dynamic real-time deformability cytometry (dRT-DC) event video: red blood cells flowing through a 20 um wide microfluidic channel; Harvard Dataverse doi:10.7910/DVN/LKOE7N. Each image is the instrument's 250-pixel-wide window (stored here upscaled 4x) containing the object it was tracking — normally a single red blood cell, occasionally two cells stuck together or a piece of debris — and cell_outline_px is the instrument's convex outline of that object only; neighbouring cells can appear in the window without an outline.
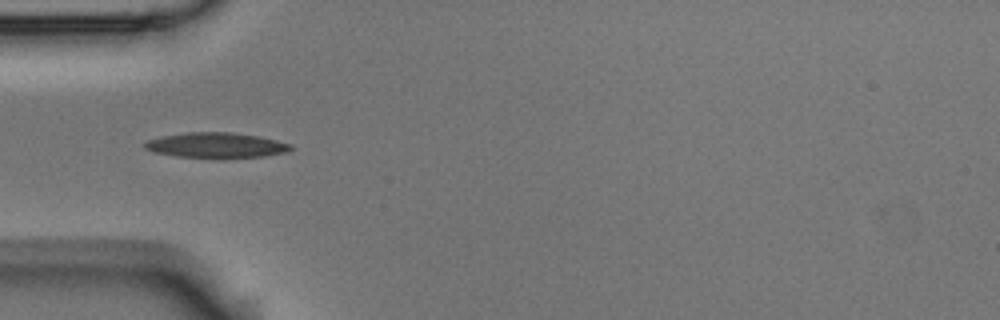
{"species": "Egyptian fruit bat (a non-hibernating species)", "species_latin": "Rousettus aegyptiacus", "temperature_condition": "room temperature", "stored_images_in_passage": 5, "camera_frame_rate_fps": 3000, "um_per_image_px": 0.085, "animal": {"sex": "male"}, "frame": {"image": 1, "passage_image": 1, "time_ms": 0.0, "image_size_px": [1000, 320], "cell_outline_px": [[292, 148], [288, 152], [264, 156], [176, 156], [156, 152], [144, 148], [144, 144], [148, 140], [160, 136], [188, 132], [232, 132], [260, 136], [292, 144]], "centroid_in_image_um": [18.39, 12.31], "position_along_channel_um": 66.6, "area_um2": 20.87}}
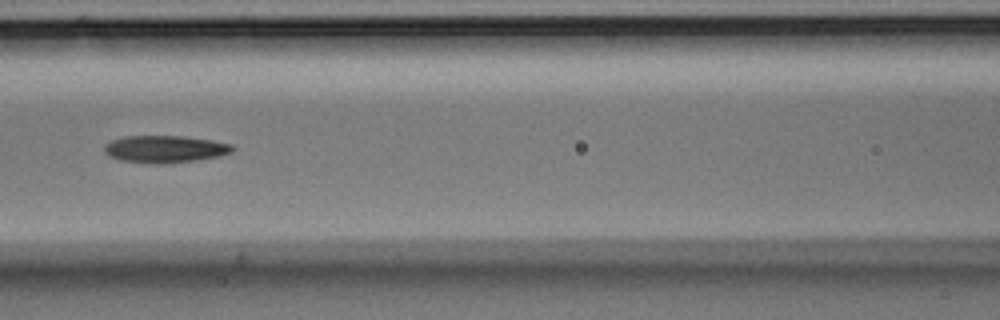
{"frame": {"image": 2, "passage_image": 3, "time_ms": 0.667, "image_size_px": [1000, 320], "cell_outline_px": [[236, 148], [232, 152], [220, 156], [196, 160], [160, 164], [148, 164], [120, 160], [108, 156], [104, 152], [104, 144], [112, 140], [124, 136], [180, 136], [212, 140], [232, 144]], "centroid_in_image_um": [14.01, 12.68], "position_along_channel_um": 152.6, "area_um2": 20.52}}
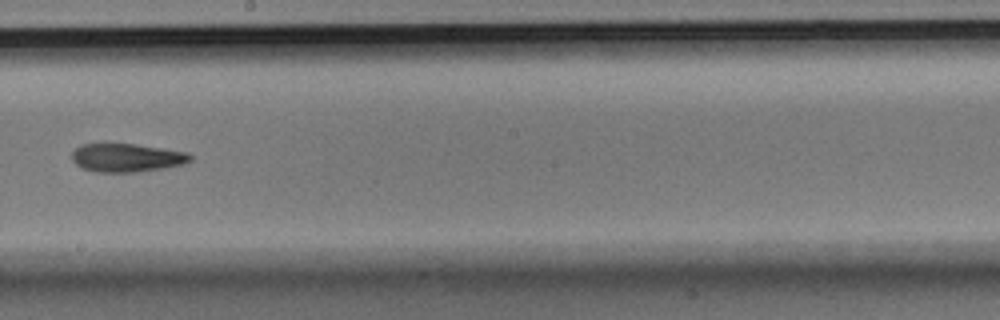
{"frame": {"image": 3, "passage_image": 5, "time_ms": 1.333, "image_size_px": [1000, 320], "cell_outline_px": [[192, 160], [184, 164], [164, 168], [132, 172], [96, 172], [84, 168], [76, 164], [72, 160], [72, 152], [80, 144], [136, 144], [188, 152], [192, 156]], "centroid_in_image_um": [10.79, 13.4], "position_along_channel_um": 237.4, "area_um2": 19.54}}